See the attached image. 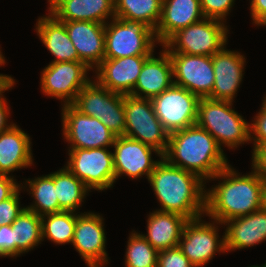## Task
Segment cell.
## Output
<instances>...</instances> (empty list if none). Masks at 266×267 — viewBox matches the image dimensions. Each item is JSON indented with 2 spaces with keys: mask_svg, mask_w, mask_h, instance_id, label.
Wrapping results in <instances>:
<instances>
[{
  "mask_svg": "<svg viewBox=\"0 0 266 267\" xmlns=\"http://www.w3.org/2000/svg\"><path fill=\"white\" fill-rule=\"evenodd\" d=\"M234 170L230 164L224 167L209 179L223 181L205 193V215L219 223L262 208V179L254 170L242 176Z\"/></svg>",
  "mask_w": 266,
  "mask_h": 267,
  "instance_id": "6da1fadb",
  "label": "cell"
},
{
  "mask_svg": "<svg viewBox=\"0 0 266 267\" xmlns=\"http://www.w3.org/2000/svg\"><path fill=\"white\" fill-rule=\"evenodd\" d=\"M148 181L162 207L158 211L176 213L188 220L203 217L206 182L197 174L174 166L162 157Z\"/></svg>",
  "mask_w": 266,
  "mask_h": 267,
  "instance_id": "7a4b0ae2",
  "label": "cell"
},
{
  "mask_svg": "<svg viewBox=\"0 0 266 267\" xmlns=\"http://www.w3.org/2000/svg\"><path fill=\"white\" fill-rule=\"evenodd\" d=\"M163 158L174 166L197 174L204 181L229 165L215 138L197 124L169 134Z\"/></svg>",
  "mask_w": 266,
  "mask_h": 267,
  "instance_id": "3957f363",
  "label": "cell"
},
{
  "mask_svg": "<svg viewBox=\"0 0 266 267\" xmlns=\"http://www.w3.org/2000/svg\"><path fill=\"white\" fill-rule=\"evenodd\" d=\"M230 101L200 98L196 124L209 132L219 146L229 149L251 141L250 123L236 112Z\"/></svg>",
  "mask_w": 266,
  "mask_h": 267,
  "instance_id": "277c9868",
  "label": "cell"
},
{
  "mask_svg": "<svg viewBox=\"0 0 266 267\" xmlns=\"http://www.w3.org/2000/svg\"><path fill=\"white\" fill-rule=\"evenodd\" d=\"M105 24V59L151 56L157 42L154 30L144 22L113 18Z\"/></svg>",
  "mask_w": 266,
  "mask_h": 267,
  "instance_id": "5b68a950",
  "label": "cell"
},
{
  "mask_svg": "<svg viewBox=\"0 0 266 267\" xmlns=\"http://www.w3.org/2000/svg\"><path fill=\"white\" fill-rule=\"evenodd\" d=\"M225 22L203 18L173 34L162 46L168 53L213 56L226 44Z\"/></svg>",
  "mask_w": 266,
  "mask_h": 267,
  "instance_id": "8992f818",
  "label": "cell"
},
{
  "mask_svg": "<svg viewBox=\"0 0 266 267\" xmlns=\"http://www.w3.org/2000/svg\"><path fill=\"white\" fill-rule=\"evenodd\" d=\"M72 105L82 114L99 119L116 136H124V94L112 92L94 79L82 88Z\"/></svg>",
  "mask_w": 266,
  "mask_h": 267,
  "instance_id": "52a82bcc",
  "label": "cell"
},
{
  "mask_svg": "<svg viewBox=\"0 0 266 267\" xmlns=\"http://www.w3.org/2000/svg\"><path fill=\"white\" fill-rule=\"evenodd\" d=\"M124 136L153 147L163 156L168 147L169 133L156 116L150 99L124 95Z\"/></svg>",
  "mask_w": 266,
  "mask_h": 267,
  "instance_id": "ba28073f",
  "label": "cell"
},
{
  "mask_svg": "<svg viewBox=\"0 0 266 267\" xmlns=\"http://www.w3.org/2000/svg\"><path fill=\"white\" fill-rule=\"evenodd\" d=\"M65 166L89 189L107 190L115 183L113 152L107 148L69 149Z\"/></svg>",
  "mask_w": 266,
  "mask_h": 267,
  "instance_id": "9c48e42d",
  "label": "cell"
},
{
  "mask_svg": "<svg viewBox=\"0 0 266 267\" xmlns=\"http://www.w3.org/2000/svg\"><path fill=\"white\" fill-rule=\"evenodd\" d=\"M199 99L187 89L172 84L150 100L164 129L171 134L196 124Z\"/></svg>",
  "mask_w": 266,
  "mask_h": 267,
  "instance_id": "30bf717a",
  "label": "cell"
},
{
  "mask_svg": "<svg viewBox=\"0 0 266 267\" xmlns=\"http://www.w3.org/2000/svg\"><path fill=\"white\" fill-rule=\"evenodd\" d=\"M61 114L64 139L70 149L113 146L117 136L99 119L82 114L72 104L63 105Z\"/></svg>",
  "mask_w": 266,
  "mask_h": 267,
  "instance_id": "8fae6325",
  "label": "cell"
},
{
  "mask_svg": "<svg viewBox=\"0 0 266 267\" xmlns=\"http://www.w3.org/2000/svg\"><path fill=\"white\" fill-rule=\"evenodd\" d=\"M211 222L206 223L198 217L188 220L183 228L178 247L195 267L206 265L216 252H226L224 234L220 240L218 235L217 224L221 223Z\"/></svg>",
  "mask_w": 266,
  "mask_h": 267,
  "instance_id": "7c38bea8",
  "label": "cell"
},
{
  "mask_svg": "<svg viewBox=\"0 0 266 267\" xmlns=\"http://www.w3.org/2000/svg\"><path fill=\"white\" fill-rule=\"evenodd\" d=\"M91 70L83 62L50 63L41 73V91L47 96L63 101V105L72 104L77 94L91 80L87 72Z\"/></svg>",
  "mask_w": 266,
  "mask_h": 267,
  "instance_id": "4fadbf2b",
  "label": "cell"
},
{
  "mask_svg": "<svg viewBox=\"0 0 266 267\" xmlns=\"http://www.w3.org/2000/svg\"><path fill=\"white\" fill-rule=\"evenodd\" d=\"M173 84L187 89L199 98H207L215 81L212 56L169 53Z\"/></svg>",
  "mask_w": 266,
  "mask_h": 267,
  "instance_id": "5bb4252c",
  "label": "cell"
},
{
  "mask_svg": "<svg viewBox=\"0 0 266 267\" xmlns=\"http://www.w3.org/2000/svg\"><path fill=\"white\" fill-rule=\"evenodd\" d=\"M103 220L92 212L77 214L72 244L88 267H102L108 263Z\"/></svg>",
  "mask_w": 266,
  "mask_h": 267,
  "instance_id": "9a60e30c",
  "label": "cell"
},
{
  "mask_svg": "<svg viewBox=\"0 0 266 267\" xmlns=\"http://www.w3.org/2000/svg\"><path fill=\"white\" fill-rule=\"evenodd\" d=\"M113 148L115 180L122 174L132 179L145 175L148 179L159 162V160L153 161L152 152L158 154L160 158L163 157L153 147L126 136H117Z\"/></svg>",
  "mask_w": 266,
  "mask_h": 267,
  "instance_id": "2e32d148",
  "label": "cell"
},
{
  "mask_svg": "<svg viewBox=\"0 0 266 267\" xmlns=\"http://www.w3.org/2000/svg\"><path fill=\"white\" fill-rule=\"evenodd\" d=\"M77 51L79 62L91 70L105 59V24L90 21H61Z\"/></svg>",
  "mask_w": 266,
  "mask_h": 267,
  "instance_id": "e0dca14e",
  "label": "cell"
},
{
  "mask_svg": "<svg viewBox=\"0 0 266 267\" xmlns=\"http://www.w3.org/2000/svg\"><path fill=\"white\" fill-rule=\"evenodd\" d=\"M245 56L224 46L212 56L215 81L212 93L207 97L213 100L233 102L243 79Z\"/></svg>",
  "mask_w": 266,
  "mask_h": 267,
  "instance_id": "ac0fdd59",
  "label": "cell"
},
{
  "mask_svg": "<svg viewBox=\"0 0 266 267\" xmlns=\"http://www.w3.org/2000/svg\"><path fill=\"white\" fill-rule=\"evenodd\" d=\"M150 56L104 59L96 68V81L112 92L129 95L137 82L144 62Z\"/></svg>",
  "mask_w": 266,
  "mask_h": 267,
  "instance_id": "d6986e66",
  "label": "cell"
},
{
  "mask_svg": "<svg viewBox=\"0 0 266 267\" xmlns=\"http://www.w3.org/2000/svg\"><path fill=\"white\" fill-rule=\"evenodd\" d=\"M205 18L200 0H163L160 21L154 31L161 46L177 31Z\"/></svg>",
  "mask_w": 266,
  "mask_h": 267,
  "instance_id": "ffe728a7",
  "label": "cell"
},
{
  "mask_svg": "<svg viewBox=\"0 0 266 267\" xmlns=\"http://www.w3.org/2000/svg\"><path fill=\"white\" fill-rule=\"evenodd\" d=\"M226 252L254 246L266 240V210L261 208L246 216L221 223Z\"/></svg>",
  "mask_w": 266,
  "mask_h": 267,
  "instance_id": "44dd1931",
  "label": "cell"
},
{
  "mask_svg": "<svg viewBox=\"0 0 266 267\" xmlns=\"http://www.w3.org/2000/svg\"><path fill=\"white\" fill-rule=\"evenodd\" d=\"M172 84V63L169 53L162 49L159 58L154 57V54H152L144 62L136 85L129 95L137 98L151 99L160 95Z\"/></svg>",
  "mask_w": 266,
  "mask_h": 267,
  "instance_id": "7402d4cb",
  "label": "cell"
},
{
  "mask_svg": "<svg viewBox=\"0 0 266 267\" xmlns=\"http://www.w3.org/2000/svg\"><path fill=\"white\" fill-rule=\"evenodd\" d=\"M48 9L59 21H90L106 24L109 17L115 18L114 0H57Z\"/></svg>",
  "mask_w": 266,
  "mask_h": 267,
  "instance_id": "603a6c76",
  "label": "cell"
},
{
  "mask_svg": "<svg viewBox=\"0 0 266 267\" xmlns=\"http://www.w3.org/2000/svg\"><path fill=\"white\" fill-rule=\"evenodd\" d=\"M30 140L29 135L16 124L0 133V174L9 175L12 171L33 165Z\"/></svg>",
  "mask_w": 266,
  "mask_h": 267,
  "instance_id": "cb8c5ba5",
  "label": "cell"
},
{
  "mask_svg": "<svg viewBox=\"0 0 266 267\" xmlns=\"http://www.w3.org/2000/svg\"><path fill=\"white\" fill-rule=\"evenodd\" d=\"M187 221L188 219L182 215L156 209L148 215L147 235L142 236L157 251L178 247Z\"/></svg>",
  "mask_w": 266,
  "mask_h": 267,
  "instance_id": "d4e9b609",
  "label": "cell"
},
{
  "mask_svg": "<svg viewBox=\"0 0 266 267\" xmlns=\"http://www.w3.org/2000/svg\"><path fill=\"white\" fill-rule=\"evenodd\" d=\"M35 29L39 39L55 57L51 63L79 62L77 51L63 22L49 13L48 16L40 17L37 20Z\"/></svg>",
  "mask_w": 266,
  "mask_h": 267,
  "instance_id": "484cf974",
  "label": "cell"
},
{
  "mask_svg": "<svg viewBox=\"0 0 266 267\" xmlns=\"http://www.w3.org/2000/svg\"><path fill=\"white\" fill-rule=\"evenodd\" d=\"M11 226L14 236V257L31 251L43 241L41 216L27 208L23 209Z\"/></svg>",
  "mask_w": 266,
  "mask_h": 267,
  "instance_id": "4316f807",
  "label": "cell"
},
{
  "mask_svg": "<svg viewBox=\"0 0 266 267\" xmlns=\"http://www.w3.org/2000/svg\"><path fill=\"white\" fill-rule=\"evenodd\" d=\"M54 186L59 207L63 211L76 212L87 193L91 191L65 166L54 172Z\"/></svg>",
  "mask_w": 266,
  "mask_h": 267,
  "instance_id": "83f0119b",
  "label": "cell"
},
{
  "mask_svg": "<svg viewBox=\"0 0 266 267\" xmlns=\"http://www.w3.org/2000/svg\"><path fill=\"white\" fill-rule=\"evenodd\" d=\"M115 18L144 22L155 31L162 12L163 0H114Z\"/></svg>",
  "mask_w": 266,
  "mask_h": 267,
  "instance_id": "f1b7e54d",
  "label": "cell"
},
{
  "mask_svg": "<svg viewBox=\"0 0 266 267\" xmlns=\"http://www.w3.org/2000/svg\"><path fill=\"white\" fill-rule=\"evenodd\" d=\"M29 186V193L35 201L25 208L35 212L39 216L47 214L59 213L63 210L59 207L56 197V189L54 186V172L48 175L35 177V179L26 180Z\"/></svg>",
  "mask_w": 266,
  "mask_h": 267,
  "instance_id": "f546056e",
  "label": "cell"
},
{
  "mask_svg": "<svg viewBox=\"0 0 266 267\" xmlns=\"http://www.w3.org/2000/svg\"><path fill=\"white\" fill-rule=\"evenodd\" d=\"M77 213L62 211L59 213L41 216L42 239L47 238L55 244L71 243L74 238V229ZM47 219V220H46Z\"/></svg>",
  "mask_w": 266,
  "mask_h": 267,
  "instance_id": "4dcf8cb0",
  "label": "cell"
},
{
  "mask_svg": "<svg viewBox=\"0 0 266 267\" xmlns=\"http://www.w3.org/2000/svg\"><path fill=\"white\" fill-rule=\"evenodd\" d=\"M130 234L127 249L126 267H157L158 251L142 236L132 231Z\"/></svg>",
  "mask_w": 266,
  "mask_h": 267,
  "instance_id": "1f68e13d",
  "label": "cell"
},
{
  "mask_svg": "<svg viewBox=\"0 0 266 267\" xmlns=\"http://www.w3.org/2000/svg\"><path fill=\"white\" fill-rule=\"evenodd\" d=\"M234 2L235 0H200V6L205 18L224 22V19L229 15Z\"/></svg>",
  "mask_w": 266,
  "mask_h": 267,
  "instance_id": "d6a6232c",
  "label": "cell"
},
{
  "mask_svg": "<svg viewBox=\"0 0 266 267\" xmlns=\"http://www.w3.org/2000/svg\"><path fill=\"white\" fill-rule=\"evenodd\" d=\"M25 186H21L10 198L0 202V226L10 225L23 211L25 207L20 206V190Z\"/></svg>",
  "mask_w": 266,
  "mask_h": 267,
  "instance_id": "836d02e7",
  "label": "cell"
},
{
  "mask_svg": "<svg viewBox=\"0 0 266 267\" xmlns=\"http://www.w3.org/2000/svg\"><path fill=\"white\" fill-rule=\"evenodd\" d=\"M157 267H195L179 247L158 251Z\"/></svg>",
  "mask_w": 266,
  "mask_h": 267,
  "instance_id": "e575fe53",
  "label": "cell"
},
{
  "mask_svg": "<svg viewBox=\"0 0 266 267\" xmlns=\"http://www.w3.org/2000/svg\"><path fill=\"white\" fill-rule=\"evenodd\" d=\"M263 98L260 111L255 116L253 123H250L251 142L254 141L253 148L266 145V95Z\"/></svg>",
  "mask_w": 266,
  "mask_h": 267,
  "instance_id": "d590c367",
  "label": "cell"
},
{
  "mask_svg": "<svg viewBox=\"0 0 266 267\" xmlns=\"http://www.w3.org/2000/svg\"><path fill=\"white\" fill-rule=\"evenodd\" d=\"M14 257V236L10 225L0 226V257Z\"/></svg>",
  "mask_w": 266,
  "mask_h": 267,
  "instance_id": "8d00e7d4",
  "label": "cell"
},
{
  "mask_svg": "<svg viewBox=\"0 0 266 267\" xmlns=\"http://www.w3.org/2000/svg\"><path fill=\"white\" fill-rule=\"evenodd\" d=\"M252 169L262 180H266V145L253 149Z\"/></svg>",
  "mask_w": 266,
  "mask_h": 267,
  "instance_id": "74e56055",
  "label": "cell"
},
{
  "mask_svg": "<svg viewBox=\"0 0 266 267\" xmlns=\"http://www.w3.org/2000/svg\"><path fill=\"white\" fill-rule=\"evenodd\" d=\"M20 187L14 176L0 174V202L10 198Z\"/></svg>",
  "mask_w": 266,
  "mask_h": 267,
  "instance_id": "f35d334b",
  "label": "cell"
},
{
  "mask_svg": "<svg viewBox=\"0 0 266 267\" xmlns=\"http://www.w3.org/2000/svg\"><path fill=\"white\" fill-rule=\"evenodd\" d=\"M250 10L253 23L266 26V0H251Z\"/></svg>",
  "mask_w": 266,
  "mask_h": 267,
  "instance_id": "ab89813d",
  "label": "cell"
},
{
  "mask_svg": "<svg viewBox=\"0 0 266 267\" xmlns=\"http://www.w3.org/2000/svg\"><path fill=\"white\" fill-rule=\"evenodd\" d=\"M7 100L4 98L0 101V133L10 129L15 123H7L9 117V107L7 106ZM10 124V125H9Z\"/></svg>",
  "mask_w": 266,
  "mask_h": 267,
  "instance_id": "60d3db41",
  "label": "cell"
},
{
  "mask_svg": "<svg viewBox=\"0 0 266 267\" xmlns=\"http://www.w3.org/2000/svg\"><path fill=\"white\" fill-rule=\"evenodd\" d=\"M15 84L14 78L8 75L0 74V101L3 100V94L5 91L11 89Z\"/></svg>",
  "mask_w": 266,
  "mask_h": 267,
  "instance_id": "b9f144b4",
  "label": "cell"
},
{
  "mask_svg": "<svg viewBox=\"0 0 266 267\" xmlns=\"http://www.w3.org/2000/svg\"><path fill=\"white\" fill-rule=\"evenodd\" d=\"M262 208L266 210V180H262Z\"/></svg>",
  "mask_w": 266,
  "mask_h": 267,
  "instance_id": "7bdbcfd3",
  "label": "cell"
},
{
  "mask_svg": "<svg viewBox=\"0 0 266 267\" xmlns=\"http://www.w3.org/2000/svg\"><path fill=\"white\" fill-rule=\"evenodd\" d=\"M1 48V47H0ZM6 62H5V58L4 56L2 55V52H1V49H0V66L4 65Z\"/></svg>",
  "mask_w": 266,
  "mask_h": 267,
  "instance_id": "ee69618b",
  "label": "cell"
},
{
  "mask_svg": "<svg viewBox=\"0 0 266 267\" xmlns=\"http://www.w3.org/2000/svg\"><path fill=\"white\" fill-rule=\"evenodd\" d=\"M57 0H48L49 8L56 2Z\"/></svg>",
  "mask_w": 266,
  "mask_h": 267,
  "instance_id": "f6af8a7d",
  "label": "cell"
},
{
  "mask_svg": "<svg viewBox=\"0 0 266 267\" xmlns=\"http://www.w3.org/2000/svg\"><path fill=\"white\" fill-rule=\"evenodd\" d=\"M250 267H266V263L262 266H256V265H253V266H250Z\"/></svg>",
  "mask_w": 266,
  "mask_h": 267,
  "instance_id": "bcb514c9",
  "label": "cell"
}]
</instances>
